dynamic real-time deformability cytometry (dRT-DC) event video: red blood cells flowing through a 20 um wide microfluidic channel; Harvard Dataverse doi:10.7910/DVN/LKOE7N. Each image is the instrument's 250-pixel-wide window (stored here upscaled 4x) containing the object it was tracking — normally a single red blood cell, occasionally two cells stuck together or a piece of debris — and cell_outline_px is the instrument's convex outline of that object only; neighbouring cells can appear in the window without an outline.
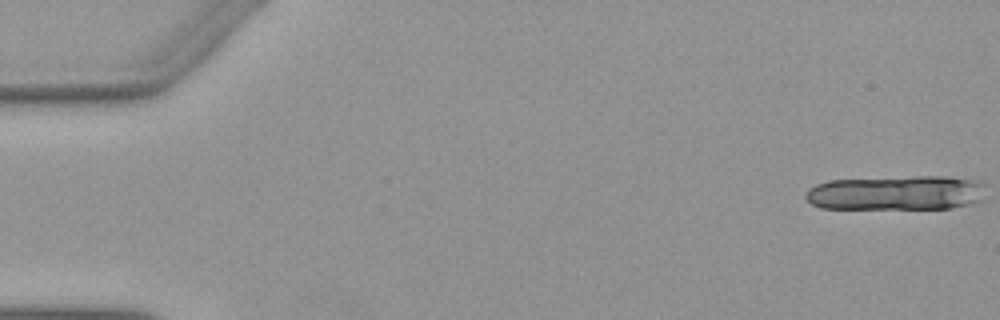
{"species": "Egyptian fruit bat (a non-hibernating species)", "species_latin": "Rousettus aegyptiacus", "temperature_condition": "warm", "stored_images_in_passage": 14, "camera_frame_rate_fps": 3000, "um_per_image_px": 0.085, "animal": {"sex": "female"}, "frame": {"image": 1, "passage_image": 1, "time_ms": 0.0, "image_size_px": [1000, 320], "cell_outline_px": [[984, 200], [952, 208], [820, 208], [812, 204], [804, 196], [808, 188], [816, 184], [828, 180], [916, 176], [948, 176], [976, 180], [984, 184]], "centroid_in_image_um": [76.2, 16.38], "position_along_channel_um": 8.8, "area_um2": 36.53}}